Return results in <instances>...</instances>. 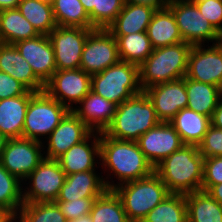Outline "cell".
<instances>
[{
    "label": "cell",
    "mask_w": 222,
    "mask_h": 222,
    "mask_svg": "<svg viewBox=\"0 0 222 222\" xmlns=\"http://www.w3.org/2000/svg\"><path fill=\"white\" fill-rule=\"evenodd\" d=\"M99 163L103 171H107V177L103 180L108 190H113L123 183L146 178L154 172V167L145 158L137 141L114 139L104 132H100ZM110 175H114L119 182L112 183L107 180Z\"/></svg>",
    "instance_id": "cell-1"
},
{
    "label": "cell",
    "mask_w": 222,
    "mask_h": 222,
    "mask_svg": "<svg viewBox=\"0 0 222 222\" xmlns=\"http://www.w3.org/2000/svg\"><path fill=\"white\" fill-rule=\"evenodd\" d=\"M204 157L198 146L184 144L155 168L170 193L188 194L201 190Z\"/></svg>",
    "instance_id": "cell-2"
},
{
    "label": "cell",
    "mask_w": 222,
    "mask_h": 222,
    "mask_svg": "<svg viewBox=\"0 0 222 222\" xmlns=\"http://www.w3.org/2000/svg\"><path fill=\"white\" fill-rule=\"evenodd\" d=\"M160 122L152 101L142 91L117 106L113 120L104 133L118 140L137 141Z\"/></svg>",
    "instance_id": "cell-3"
},
{
    "label": "cell",
    "mask_w": 222,
    "mask_h": 222,
    "mask_svg": "<svg viewBox=\"0 0 222 222\" xmlns=\"http://www.w3.org/2000/svg\"><path fill=\"white\" fill-rule=\"evenodd\" d=\"M192 45L186 42L155 48L139 66L142 90L169 81L182 79L187 74L188 56Z\"/></svg>",
    "instance_id": "cell-4"
},
{
    "label": "cell",
    "mask_w": 222,
    "mask_h": 222,
    "mask_svg": "<svg viewBox=\"0 0 222 222\" xmlns=\"http://www.w3.org/2000/svg\"><path fill=\"white\" fill-rule=\"evenodd\" d=\"M113 190L121 199L130 222H142L170 194L155 172L146 178L123 183Z\"/></svg>",
    "instance_id": "cell-5"
},
{
    "label": "cell",
    "mask_w": 222,
    "mask_h": 222,
    "mask_svg": "<svg viewBox=\"0 0 222 222\" xmlns=\"http://www.w3.org/2000/svg\"><path fill=\"white\" fill-rule=\"evenodd\" d=\"M91 90L120 105L143 91L140 86L139 66L120 60L104 71L91 75Z\"/></svg>",
    "instance_id": "cell-6"
},
{
    "label": "cell",
    "mask_w": 222,
    "mask_h": 222,
    "mask_svg": "<svg viewBox=\"0 0 222 222\" xmlns=\"http://www.w3.org/2000/svg\"><path fill=\"white\" fill-rule=\"evenodd\" d=\"M69 112L67 107L60 104L45 90L35 92L27 106L23 138L43 142Z\"/></svg>",
    "instance_id": "cell-7"
},
{
    "label": "cell",
    "mask_w": 222,
    "mask_h": 222,
    "mask_svg": "<svg viewBox=\"0 0 222 222\" xmlns=\"http://www.w3.org/2000/svg\"><path fill=\"white\" fill-rule=\"evenodd\" d=\"M167 7L172 11L184 42L195 45L218 43L222 36L189 0H169Z\"/></svg>",
    "instance_id": "cell-8"
},
{
    "label": "cell",
    "mask_w": 222,
    "mask_h": 222,
    "mask_svg": "<svg viewBox=\"0 0 222 222\" xmlns=\"http://www.w3.org/2000/svg\"><path fill=\"white\" fill-rule=\"evenodd\" d=\"M65 172L55 159L44 160L25 179L24 203L55 202L65 183Z\"/></svg>",
    "instance_id": "cell-9"
},
{
    "label": "cell",
    "mask_w": 222,
    "mask_h": 222,
    "mask_svg": "<svg viewBox=\"0 0 222 222\" xmlns=\"http://www.w3.org/2000/svg\"><path fill=\"white\" fill-rule=\"evenodd\" d=\"M42 144L46 143L23 137L9 138L2 151L0 163L25 185V179L45 158Z\"/></svg>",
    "instance_id": "cell-10"
},
{
    "label": "cell",
    "mask_w": 222,
    "mask_h": 222,
    "mask_svg": "<svg viewBox=\"0 0 222 222\" xmlns=\"http://www.w3.org/2000/svg\"><path fill=\"white\" fill-rule=\"evenodd\" d=\"M119 61L117 40L107 29H94L85 41L80 68L94 75Z\"/></svg>",
    "instance_id": "cell-11"
},
{
    "label": "cell",
    "mask_w": 222,
    "mask_h": 222,
    "mask_svg": "<svg viewBox=\"0 0 222 222\" xmlns=\"http://www.w3.org/2000/svg\"><path fill=\"white\" fill-rule=\"evenodd\" d=\"M92 28L57 26L49 38L54 48L56 70L80 68L85 41Z\"/></svg>",
    "instance_id": "cell-12"
},
{
    "label": "cell",
    "mask_w": 222,
    "mask_h": 222,
    "mask_svg": "<svg viewBox=\"0 0 222 222\" xmlns=\"http://www.w3.org/2000/svg\"><path fill=\"white\" fill-rule=\"evenodd\" d=\"M44 90L72 111L91 90V75L81 68L56 70Z\"/></svg>",
    "instance_id": "cell-13"
},
{
    "label": "cell",
    "mask_w": 222,
    "mask_h": 222,
    "mask_svg": "<svg viewBox=\"0 0 222 222\" xmlns=\"http://www.w3.org/2000/svg\"><path fill=\"white\" fill-rule=\"evenodd\" d=\"M207 46H192L186 77L222 89V39Z\"/></svg>",
    "instance_id": "cell-14"
},
{
    "label": "cell",
    "mask_w": 222,
    "mask_h": 222,
    "mask_svg": "<svg viewBox=\"0 0 222 222\" xmlns=\"http://www.w3.org/2000/svg\"><path fill=\"white\" fill-rule=\"evenodd\" d=\"M137 143L145 158L154 168L184 145L170 122H160L140 136Z\"/></svg>",
    "instance_id": "cell-15"
},
{
    "label": "cell",
    "mask_w": 222,
    "mask_h": 222,
    "mask_svg": "<svg viewBox=\"0 0 222 222\" xmlns=\"http://www.w3.org/2000/svg\"><path fill=\"white\" fill-rule=\"evenodd\" d=\"M144 91L152 101L161 122H170L181 109L187 108L186 76L149 87Z\"/></svg>",
    "instance_id": "cell-16"
},
{
    "label": "cell",
    "mask_w": 222,
    "mask_h": 222,
    "mask_svg": "<svg viewBox=\"0 0 222 222\" xmlns=\"http://www.w3.org/2000/svg\"><path fill=\"white\" fill-rule=\"evenodd\" d=\"M93 131L72 111L59 123L55 130L45 139L47 144L46 159H57L72 146L85 140Z\"/></svg>",
    "instance_id": "cell-17"
},
{
    "label": "cell",
    "mask_w": 222,
    "mask_h": 222,
    "mask_svg": "<svg viewBox=\"0 0 222 222\" xmlns=\"http://www.w3.org/2000/svg\"><path fill=\"white\" fill-rule=\"evenodd\" d=\"M14 46L30 64L34 74L46 84L56 71L54 48L49 36L40 34L18 41Z\"/></svg>",
    "instance_id": "cell-18"
},
{
    "label": "cell",
    "mask_w": 222,
    "mask_h": 222,
    "mask_svg": "<svg viewBox=\"0 0 222 222\" xmlns=\"http://www.w3.org/2000/svg\"><path fill=\"white\" fill-rule=\"evenodd\" d=\"M56 160L66 175L96 170L95 167L99 165L100 160V132H92L85 140L72 146Z\"/></svg>",
    "instance_id": "cell-19"
},
{
    "label": "cell",
    "mask_w": 222,
    "mask_h": 222,
    "mask_svg": "<svg viewBox=\"0 0 222 222\" xmlns=\"http://www.w3.org/2000/svg\"><path fill=\"white\" fill-rule=\"evenodd\" d=\"M74 106L72 112L93 132H104L111 124L117 106L92 90Z\"/></svg>",
    "instance_id": "cell-20"
},
{
    "label": "cell",
    "mask_w": 222,
    "mask_h": 222,
    "mask_svg": "<svg viewBox=\"0 0 222 222\" xmlns=\"http://www.w3.org/2000/svg\"><path fill=\"white\" fill-rule=\"evenodd\" d=\"M0 71L15 78L29 91L40 92L45 89V84L34 74L14 44L0 43Z\"/></svg>",
    "instance_id": "cell-21"
},
{
    "label": "cell",
    "mask_w": 222,
    "mask_h": 222,
    "mask_svg": "<svg viewBox=\"0 0 222 222\" xmlns=\"http://www.w3.org/2000/svg\"><path fill=\"white\" fill-rule=\"evenodd\" d=\"M95 171L91 170L67 175L56 201H72L101 196L107 188L103 175H98Z\"/></svg>",
    "instance_id": "cell-22"
},
{
    "label": "cell",
    "mask_w": 222,
    "mask_h": 222,
    "mask_svg": "<svg viewBox=\"0 0 222 222\" xmlns=\"http://www.w3.org/2000/svg\"><path fill=\"white\" fill-rule=\"evenodd\" d=\"M33 91L24 95L0 100V133L9 138L23 137V126Z\"/></svg>",
    "instance_id": "cell-23"
},
{
    "label": "cell",
    "mask_w": 222,
    "mask_h": 222,
    "mask_svg": "<svg viewBox=\"0 0 222 222\" xmlns=\"http://www.w3.org/2000/svg\"><path fill=\"white\" fill-rule=\"evenodd\" d=\"M155 11L154 8L149 6L124 3L123 9L107 30L113 36H126L137 32H147L148 25Z\"/></svg>",
    "instance_id": "cell-24"
},
{
    "label": "cell",
    "mask_w": 222,
    "mask_h": 222,
    "mask_svg": "<svg viewBox=\"0 0 222 222\" xmlns=\"http://www.w3.org/2000/svg\"><path fill=\"white\" fill-rule=\"evenodd\" d=\"M147 35L153 49L184 42L175 17L168 7L154 12L147 28Z\"/></svg>",
    "instance_id": "cell-25"
},
{
    "label": "cell",
    "mask_w": 222,
    "mask_h": 222,
    "mask_svg": "<svg viewBox=\"0 0 222 222\" xmlns=\"http://www.w3.org/2000/svg\"><path fill=\"white\" fill-rule=\"evenodd\" d=\"M184 144L198 146L211 125L210 117L192 109H181L170 121Z\"/></svg>",
    "instance_id": "cell-26"
},
{
    "label": "cell",
    "mask_w": 222,
    "mask_h": 222,
    "mask_svg": "<svg viewBox=\"0 0 222 222\" xmlns=\"http://www.w3.org/2000/svg\"><path fill=\"white\" fill-rule=\"evenodd\" d=\"M38 35L40 34L18 8L0 11V43L15 44Z\"/></svg>",
    "instance_id": "cell-27"
},
{
    "label": "cell",
    "mask_w": 222,
    "mask_h": 222,
    "mask_svg": "<svg viewBox=\"0 0 222 222\" xmlns=\"http://www.w3.org/2000/svg\"><path fill=\"white\" fill-rule=\"evenodd\" d=\"M186 91L188 95L187 108L211 118L222 97V89L186 77Z\"/></svg>",
    "instance_id": "cell-28"
},
{
    "label": "cell",
    "mask_w": 222,
    "mask_h": 222,
    "mask_svg": "<svg viewBox=\"0 0 222 222\" xmlns=\"http://www.w3.org/2000/svg\"><path fill=\"white\" fill-rule=\"evenodd\" d=\"M187 222H222V205L208 192L185 194Z\"/></svg>",
    "instance_id": "cell-29"
},
{
    "label": "cell",
    "mask_w": 222,
    "mask_h": 222,
    "mask_svg": "<svg viewBox=\"0 0 222 222\" xmlns=\"http://www.w3.org/2000/svg\"><path fill=\"white\" fill-rule=\"evenodd\" d=\"M117 40L121 61L140 66L152 53L153 47L147 32H137L126 36H113Z\"/></svg>",
    "instance_id": "cell-30"
},
{
    "label": "cell",
    "mask_w": 222,
    "mask_h": 222,
    "mask_svg": "<svg viewBox=\"0 0 222 222\" xmlns=\"http://www.w3.org/2000/svg\"><path fill=\"white\" fill-rule=\"evenodd\" d=\"M18 9L39 34L48 36L57 27L51 4L40 0H21Z\"/></svg>",
    "instance_id": "cell-31"
},
{
    "label": "cell",
    "mask_w": 222,
    "mask_h": 222,
    "mask_svg": "<svg viewBox=\"0 0 222 222\" xmlns=\"http://www.w3.org/2000/svg\"><path fill=\"white\" fill-rule=\"evenodd\" d=\"M92 222H130L121 199L114 190H106L97 197L90 211Z\"/></svg>",
    "instance_id": "cell-32"
},
{
    "label": "cell",
    "mask_w": 222,
    "mask_h": 222,
    "mask_svg": "<svg viewBox=\"0 0 222 222\" xmlns=\"http://www.w3.org/2000/svg\"><path fill=\"white\" fill-rule=\"evenodd\" d=\"M142 222H187L185 194L170 193Z\"/></svg>",
    "instance_id": "cell-33"
},
{
    "label": "cell",
    "mask_w": 222,
    "mask_h": 222,
    "mask_svg": "<svg viewBox=\"0 0 222 222\" xmlns=\"http://www.w3.org/2000/svg\"><path fill=\"white\" fill-rule=\"evenodd\" d=\"M52 8L57 26L92 28L89 15L80 0H54Z\"/></svg>",
    "instance_id": "cell-34"
},
{
    "label": "cell",
    "mask_w": 222,
    "mask_h": 222,
    "mask_svg": "<svg viewBox=\"0 0 222 222\" xmlns=\"http://www.w3.org/2000/svg\"><path fill=\"white\" fill-rule=\"evenodd\" d=\"M89 15L92 29H107L124 6V0H80Z\"/></svg>",
    "instance_id": "cell-35"
},
{
    "label": "cell",
    "mask_w": 222,
    "mask_h": 222,
    "mask_svg": "<svg viewBox=\"0 0 222 222\" xmlns=\"http://www.w3.org/2000/svg\"><path fill=\"white\" fill-rule=\"evenodd\" d=\"M23 182L10 174L0 163V206L7 209L14 217L23 202Z\"/></svg>",
    "instance_id": "cell-36"
},
{
    "label": "cell",
    "mask_w": 222,
    "mask_h": 222,
    "mask_svg": "<svg viewBox=\"0 0 222 222\" xmlns=\"http://www.w3.org/2000/svg\"><path fill=\"white\" fill-rule=\"evenodd\" d=\"M17 219L19 221H17ZM66 221L67 219L56 202L24 203L15 216V222Z\"/></svg>",
    "instance_id": "cell-37"
},
{
    "label": "cell",
    "mask_w": 222,
    "mask_h": 222,
    "mask_svg": "<svg viewBox=\"0 0 222 222\" xmlns=\"http://www.w3.org/2000/svg\"><path fill=\"white\" fill-rule=\"evenodd\" d=\"M97 197H87L72 201H55L67 220H76L90 214Z\"/></svg>",
    "instance_id": "cell-38"
},
{
    "label": "cell",
    "mask_w": 222,
    "mask_h": 222,
    "mask_svg": "<svg viewBox=\"0 0 222 222\" xmlns=\"http://www.w3.org/2000/svg\"><path fill=\"white\" fill-rule=\"evenodd\" d=\"M198 149L204 158L222 157V129L210 125Z\"/></svg>",
    "instance_id": "cell-39"
},
{
    "label": "cell",
    "mask_w": 222,
    "mask_h": 222,
    "mask_svg": "<svg viewBox=\"0 0 222 222\" xmlns=\"http://www.w3.org/2000/svg\"><path fill=\"white\" fill-rule=\"evenodd\" d=\"M191 2L197 6L200 13L222 36V0H202Z\"/></svg>",
    "instance_id": "cell-40"
},
{
    "label": "cell",
    "mask_w": 222,
    "mask_h": 222,
    "mask_svg": "<svg viewBox=\"0 0 222 222\" xmlns=\"http://www.w3.org/2000/svg\"><path fill=\"white\" fill-rule=\"evenodd\" d=\"M222 183V157L204 158L201 190L208 191L213 185Z\"/></svg>",
    "instance_id": "cell-41"
},
{
    "label": "cell",
    "mask_w": 222,
    "mask_h": 222,
    "mask_svg": "<svg viewBox=\"0 0 222 222\" xmlns=\"http://www.w3.org/2000/svg\"><path fill=\"white\" fill-rule=\"evenodd\" d=\"M28 89L9 74L0 71V100L24 95Z\"/></svg>",
    "instance_id": "cell-42"
},
{
    "label": "cell",
    "mask_w": 222,
    "mask_h": 222,
    "mask_svg": "<svg viewBox=\"0 0 222 222\" xmlns=\"http://www.w3.org/2000/svg\"><path fill=\"white\" fill-rule=\"evenodd\" d=\"M169 0H124V3H133L145 5L154 8L155 10L164 9L167 7Z\"/></svg>",
    "instance_id": "cell-43"
},
{
    "label": "cell",
    "mask_w": 222,
    "mask_h": 222,
    "mask_svg": "<svg viewBox=\"0 0 222 222\" xmlns=\"http://www.w3.org/2000/svg\"><path fill=\"white\" fill-rule=\"evenodd\" d=\"M210 121L212 126L222 129V97L220 98L217 107L213 111Z\"/></svg>",
    "instance_id": "cell-44"
},
{
    "label": "cell",
    "mask_w": 222,
    "mask_h": 222,
    "mask_svg": "<svg viewBox=\"0 0 222 222\" xmlns=\"http://www.w3.org/2000/svg\"><path fill=\"white\" fill-rule=\"evenodd\" d=\"M207 192L222 205V183L213 185Z\"/></svg>",
    "instance_id": "cell-45"
},
{
    "label": "cell",
    "mask_w": 222,
    "mask_h": 222,
    "mask_svg": "<svg viewBox=\"0 0 222 222\" xmlns=\"http://www.w3.org/2000/svg\"><path fill=\"white\" fill-rule=\"evenodd\" d=\"M20 1L21 0H0V11L5 9H16Z\"/></svg>",
    "instance_id": "cell-46"
},
{
    "label": "cell",
    "mask_w": 222,
    "mask_h": 222,
    "mask_svg": "<svg viewBox=\"0 0 222 222\" xmlns=\"http://www.w3.org/2000/svg\"><path fill=\"white\" fill-rule=\"evenodd\" d=\"M0 222H15V217L3 206H0Z\"/></svg>",
    "instance_id": "cell-47"
},
{
    "label": "cell",
    "mask_w": 222,
    "mask_h": 222,
    "mask_svg": "<svg viewBox=\"0 0 222 222\" xmlns=\"http://www.w3.org/2000/svg\"><path fill=\"white\" fill-rule=\"evenodd\" d=\"M7 140L8 138L4 134L0 133V159H1V154L6 145Z\"/></svg>",
    "instance_id": "cell-48"
},
{
    "label": "cell",
    "mask_w": 222,
    "mask_h": 222,
    "mask_svg": "<svg viewBox=\"0 0 222 222\" xmlns=\"http://www.w3.org/2000/svg\"><path fill=\"white\" fill-rule=\"evenodd\" d=\"M66 222H92V220L90 215H87L76 220H67Z\"/></svg>",
    "instance_id": "cell-49"
},
{
    "label": "cell",
    "mask_w": 222,
    "mask_h": 222,
    "mask_svg": "<svg viewBox=\"0 0 222 222\" xmlns=\"http://www.w3.org/2000/svg\"><path fill=\"white\" fill-rule=\"evenodd\" d=\"M40 1L46 2V3L51 4V5L54 3V0H40Z\"/></svg>",
    "instance_id": "cell-50"
}]
</instances>
